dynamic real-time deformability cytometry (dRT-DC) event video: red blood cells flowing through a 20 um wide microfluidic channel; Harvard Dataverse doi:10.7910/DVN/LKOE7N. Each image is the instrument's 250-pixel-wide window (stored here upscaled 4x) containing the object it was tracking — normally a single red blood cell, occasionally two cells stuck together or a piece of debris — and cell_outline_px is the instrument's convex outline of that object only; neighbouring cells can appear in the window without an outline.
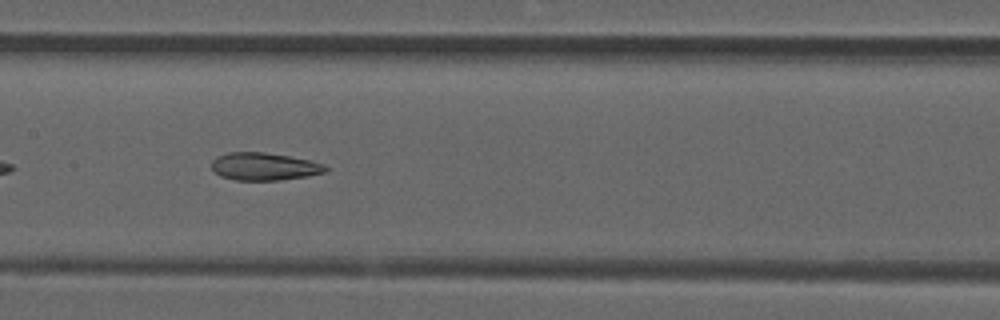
{"species": "common noctule bat (a hibernating species)", "species_latin": "Nyctalus noctula", "temperature_condition": "room temperature", "stored_images_in_passage": 37, "camera_frame_rate_fps": 3000, "um_per_image_px": 0.085, "animal": {"sex": "male", "forearm_length_mm": 52.5}, "frame": {"image": 1, "passage_image": 11, "time_ms": 3.333, "image_size_px": [1000, 320], "cell_outline_px": [[328, 172], [308, 176], [280, 180], [236, 180], [220, 176], [212, 168], [212, 160], [216, 156], [228, 152], [264, 152], [312, 160], [324, 164], [328, 168]], "centroid_in_image_um": [22.49, 14.15], "position_along_channel_um": 184.9, "area_um2": 18.5}, "authors_computed_cell_mechanics": {"area_um2": 18.6116, "velocity_mm_per_s": 3.8995, "shape_relaxation_time_tau1_ms": null, "shape_relaxation_time_tau2_ms": 2.6281, "deformation_change_tau1": null, "deformation_change_tau2": 0.1032}}